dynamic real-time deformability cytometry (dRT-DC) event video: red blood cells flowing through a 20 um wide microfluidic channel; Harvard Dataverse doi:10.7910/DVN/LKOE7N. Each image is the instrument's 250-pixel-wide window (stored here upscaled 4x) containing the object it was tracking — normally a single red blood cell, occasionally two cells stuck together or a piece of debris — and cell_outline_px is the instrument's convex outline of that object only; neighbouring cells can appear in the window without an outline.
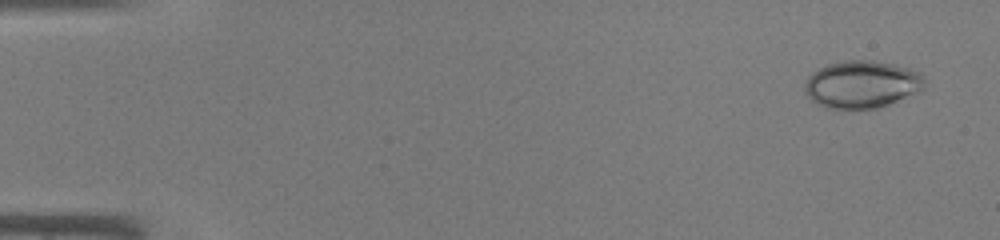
{"species": "common noctule bat (a hibernating species)", "species_latin": "Nyctalus noctula", "temperature_condition": "warm", "stored_images_in_passage": 13, "camera_frame_rate_fps": 3000, "um_per_image_px": 0.085, "animal": {"sex": "male", "body_mass_g": 19.0, "forearm_length_mm": 50.8}, "frame": {"image": 1, "passage_image": 1, "time_ms": 0.0, "image_size_px": [1000, 240], "cell_outline_px": [[924, 84], [916, 92], [888, 104], [876, 108], [824, 108], [816, 104], [808, 96], [804, 88], [804, 84], [808, 76], [812, 72], [828, 64], [848, 60], [872, 60], [892, 64], [908, 68], [924, 76]], "centroid_in_image_um": [73.2, 7.16], "position_along_channel_um": 11.8, "area_um2": 32.66}}
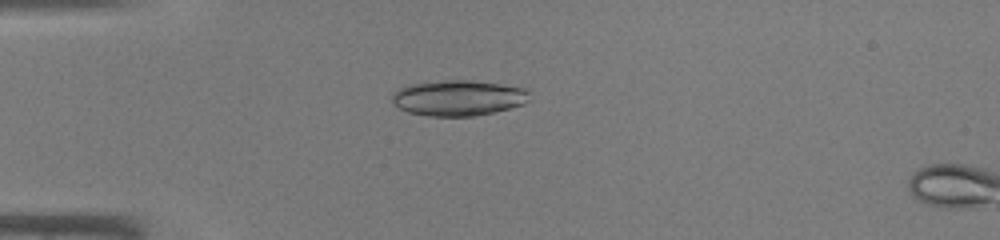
{"frame": {"image": 2, "passage_image": 11, "time_ms": 3.333, "image_size_px": [1000, 240], "cell_outline_px": [[532, 100], [524, 104], [492, 112], [472, 116], [428, 116], [408, 112], [392, 104], [392, 92], [408, 84], [444, 80], [472, 80], [500, 84], [524, 88], [528, 92]], "centroid_in_image_um": [38.94, 8.32], "position_along_channel_um": 46.1, "area_um2": 28.61}}